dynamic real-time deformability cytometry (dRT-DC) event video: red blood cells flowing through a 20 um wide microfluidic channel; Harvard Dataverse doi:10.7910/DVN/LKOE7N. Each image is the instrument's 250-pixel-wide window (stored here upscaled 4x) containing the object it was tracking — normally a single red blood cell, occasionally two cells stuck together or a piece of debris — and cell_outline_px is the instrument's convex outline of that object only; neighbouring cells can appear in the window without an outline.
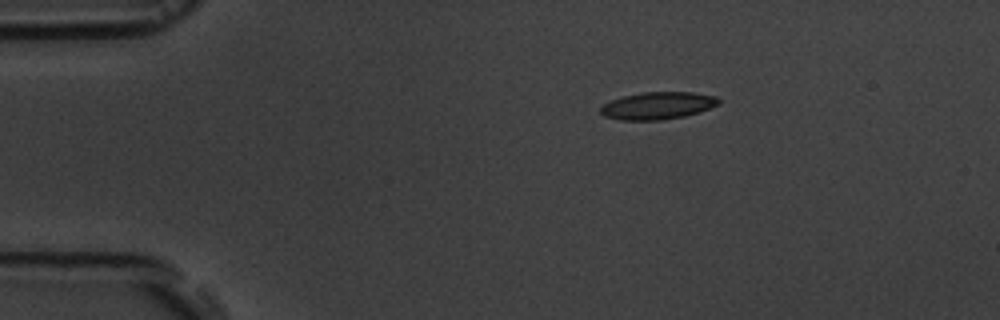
{"species": "common noctule bat (a hibernating species)", "species_latin": "Nyctalus noctula", "temperature_condition": "room temperature", "stored_images_in_passage": 5, "camera_frame_rate_fps": 3000, "um_per_image_px": 0.085, "animal": {"sex": "male", "body_mass_g": 19.5, "forearm_length_mm": 54.6}, "frame": {"image": 1, "passage_image": 2, "time_ms": 2.0, "image_size_px": [1000, 320], "cell_outline_px": [[720, 104], [684, 116], [660, 120], [620, 120], [604, 116], [600, 112], [600, 108], [604, 104], [612, 100], [624, 96], [644, 92], [692, 92], [716, 96], [720, 100]], "centroid_in_image_um": [55.9, 8.98], "position_along_channel_um": 29.1, "area_um2": 18.61}}
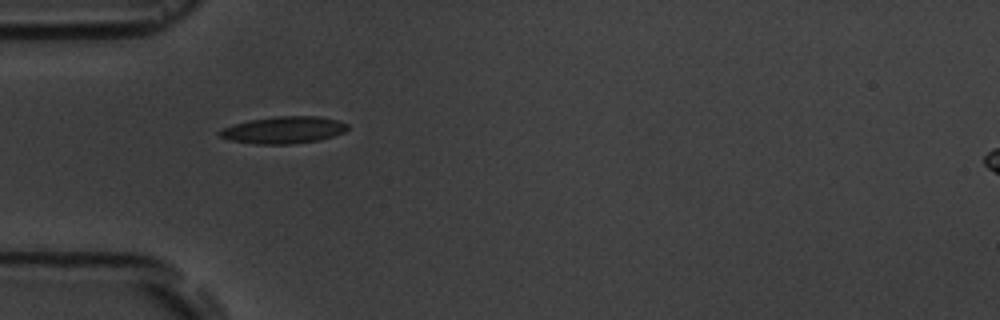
{"frame": {"image": 2, "passage_image": 4, "time_ms": 4.333, "image_size_px": [1000, 320], "cell_outline_px": [[348, 128], [344, 132], [320, 140], [292, 144], [256, 144], [232, 140], [220, 136], [216, 132], [232, 124], [248, 120], [276, 116], [320, 116], [336, 120], [348, 124]], "centroid_in_image_um": [24.1, 11.04], "position_along_channel_um": 60.9, "area_um2": 20.11}}
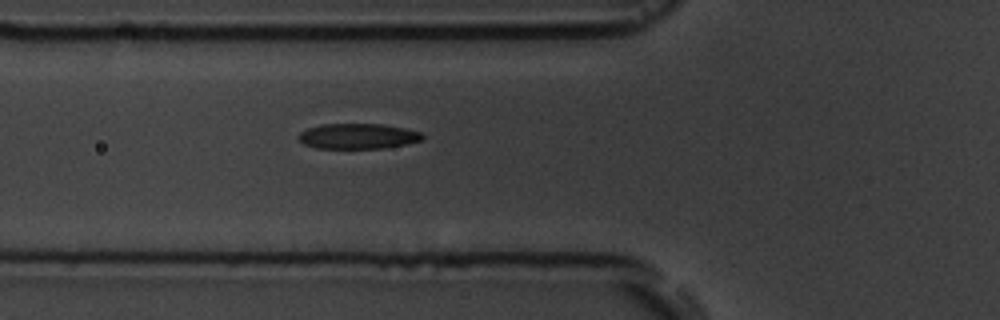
{"frame": {"image": 3, "passage_image": 5, "time_ms": 5.333, "image_size_px": [1000, 320], "cell_outline_px": [[424, 136], [420, 140], [408, 144], [384, 148], [316, 148], [304, 144], [296, 136], [300, 132], [308, 128], [320, 124], [380, 124], [408, 128], [420, 132]], "centroid_in_image_um": [30.42, 11.57], "position_along_channel_um": 95.4, "area_um2": 18.38}}